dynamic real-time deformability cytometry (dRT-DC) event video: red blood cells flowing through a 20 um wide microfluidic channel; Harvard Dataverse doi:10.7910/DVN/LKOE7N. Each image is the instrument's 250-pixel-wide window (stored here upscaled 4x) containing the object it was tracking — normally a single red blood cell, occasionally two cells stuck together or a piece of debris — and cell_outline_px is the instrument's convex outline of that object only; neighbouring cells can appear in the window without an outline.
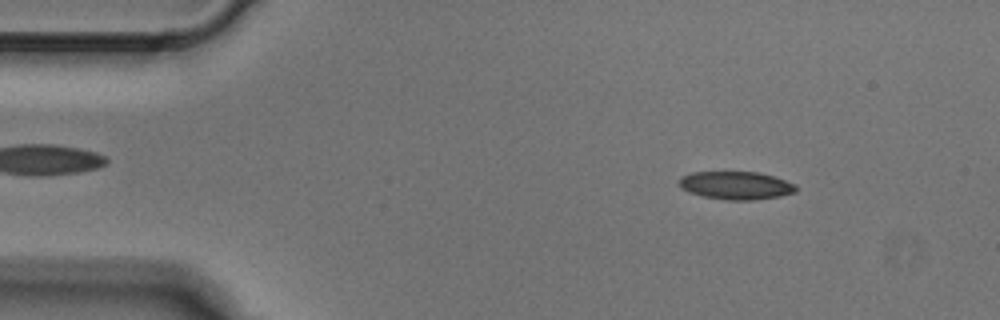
{"species": "Egyptian fruit bat (a non-hibernating species)", "species_latin": "Rousettus aegyptiacus", "temperature_condition": "cold", "stored_images_in_passage": 3, "camera_frame_rate_fps": 3000, "um_per_image_px": 0.085, "animal": {"sex": "male"}, "frame": {"image": 1, "passage_image": 1, "time_ms": 0.0, "image_size_px": [1000, 320], "cell_outline_px": [[796, 192], [780, 196], [752, 200], [724, 200], [704, 196], [688, 192], [680, 188], [680, 176], [692, 172], [756, 172], [772, 176], [796, 184]], "centroid_in_image_um": [62.54, 15.76], "position_along_channel_um": 22.5, "area_um2": 19.02}}
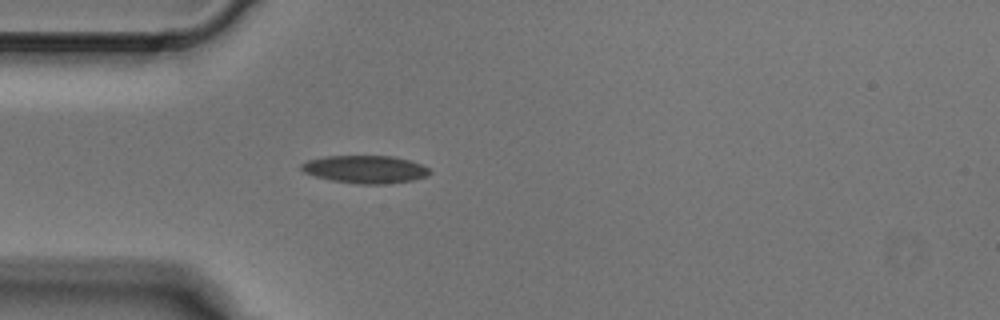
{"frame": {"image": 2, "passage_image": 3, "time_ms": 0.667, "image_size_px": [1000, 320], "cell_outline_px": [[432, 172], [428, 176], [412, 180], [384, 184], [360, 184], [332, 180], [316, 176], [304, 172], [300, 168], [300, 164], [308, 160], [324, 156], [392, 156], [408, 160], [420, 164], [428, 168]], "centroid_in_image_um": [31.04, 14.39], "position_along_channel_um": 54.0, "area_um2": 20.63}}